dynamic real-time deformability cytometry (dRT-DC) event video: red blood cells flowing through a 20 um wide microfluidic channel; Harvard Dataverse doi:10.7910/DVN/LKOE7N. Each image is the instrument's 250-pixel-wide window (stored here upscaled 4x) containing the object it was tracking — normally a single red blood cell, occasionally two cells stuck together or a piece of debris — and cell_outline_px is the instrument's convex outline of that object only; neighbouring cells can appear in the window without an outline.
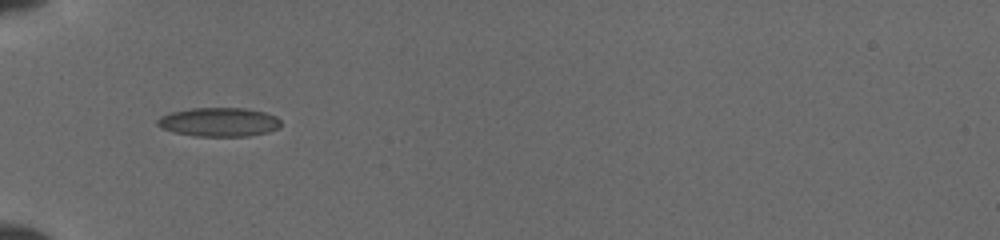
{"species": "common noctule bat (a hibernating species)", "species_latin": "Nyctalus noctula", "temperature_condition": "cold", "stored_images_in_passage": 34, "camera_frame_rate_fps": 3000, "um_per_image_px": 0.085, "animal": {"sex": "female", "body_mass_g": 19.5, "forearm_length_mm": 54.1}, "frame": {"image": 1, "passage_image": 1, "time_ms": 0.0, "image_size_px": [1000, 240], "cell_outline_px": [[280, 128], [268, 132], [248, 136], [196, 136], [176, 132], [160, 128], [156, 124], [156, 120], [160, 116], [172, 112], [192, 108], [244, 108], [264, 112], [276, 116], [280, 120]], "centroid_in_image_um": [18.62, 10.37], "position_along_channel_um": 66.4, "area_um2": 20.81}}
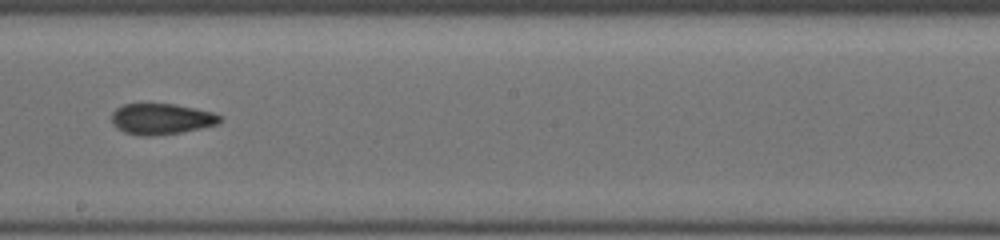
{"frame": {"image": 2, "passage_image": 17, "time_ms": 4.333, "image_size_px": [1000, 240], "cell_outline_px": [[224, 120], [220, 124], [180, 132], [152, 136], [140, 136], [124, 132], [116, 128], [112, 124], [112, 112], [116, 108], [124, 104], [176, 104], [196, 108], [212, 112], [224, 116]], "centroid_in_image_um": [13.75, 10.11], "position_along_channel_um": 234.5, "area_um2": 19.77}}
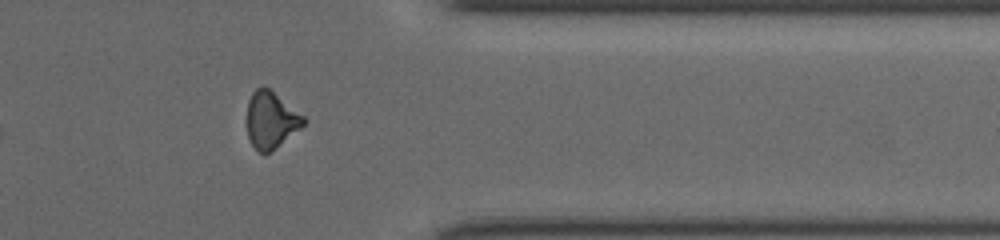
{"frame": {"image": 3, "passage_image": 31, "time_ms": 8.333, "image_size_px": [1000, 240], "cell_outline_px": [[308, 120], [300, 128], [264, 156], [252, 144], [248, 136], [248, 100], [252, 92], [256, 88], [264, 84], [304, 116]], "centroid_in_image_um": [23.03, 10.16], "position_along_channel_um": 388.4, "area_um2": 18.5}}